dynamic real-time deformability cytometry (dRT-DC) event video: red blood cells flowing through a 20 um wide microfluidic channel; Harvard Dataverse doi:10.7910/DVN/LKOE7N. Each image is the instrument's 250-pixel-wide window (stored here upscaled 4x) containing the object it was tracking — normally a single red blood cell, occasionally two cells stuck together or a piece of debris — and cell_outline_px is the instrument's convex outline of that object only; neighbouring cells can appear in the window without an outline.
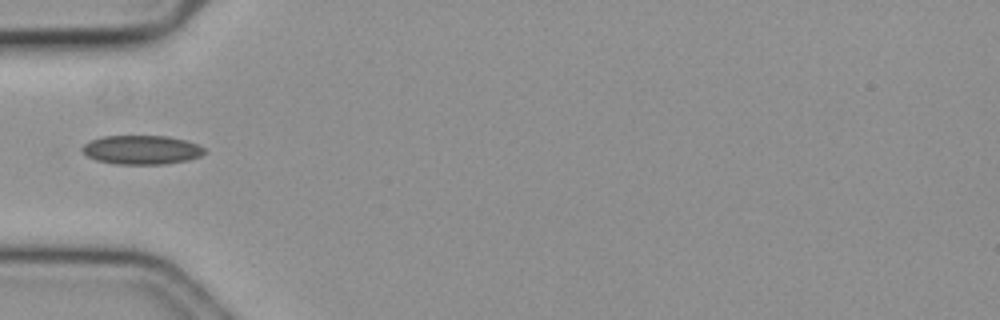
{"species": "common noctule bat (a hibernating species)", "species_latin": "Nyctalus noctula", "temperature_condition": "cold", "stored_images_in_passage": 40, "camera_frame_rate_fps": 3000, "um_per_image_px": 0.085, "animal": {"sex": "female", "body_mass_g": 19.3, "forearm_length_mm": 54.1}, "frame": {"image": 1, "passage_image": 1, "time_ms": 0.0, "image_size_px": [1000, 320], "cell_outline_px": [[204, 152], [200, 156], [188, 160], [168, 164], [112, 164], [96, 160], [88, 156], [80, 148], [84, 144], [92, 140], [104, 136], [168, 136], [184, 140], [196, 144], [204, 148]], "centroid_in_image_um": [12.02, 12.74], "position_along_channel_um": 73.0, "area_um2": 20.58}}
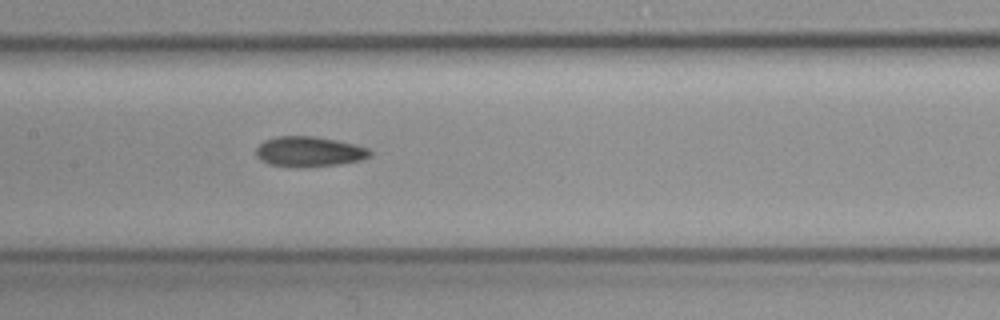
{"frame": {"image": 2, "passage_image": 10, "time_ms": 3.0, "image_size_px": [1000, 320], "cell_outline_px": [[372, 156], [364, 160], [340, 164], [300, 168], [268, 164], [260, 160], [256, 156], [256, 148], [264, 140], [276, 136], [312, 136], [336, 140], [368, 148], [372, 152]], "centroid_in_image_um": [26.27, 12.9], "position_along_channel_um": 181.1, "area_um2": 20.29}}
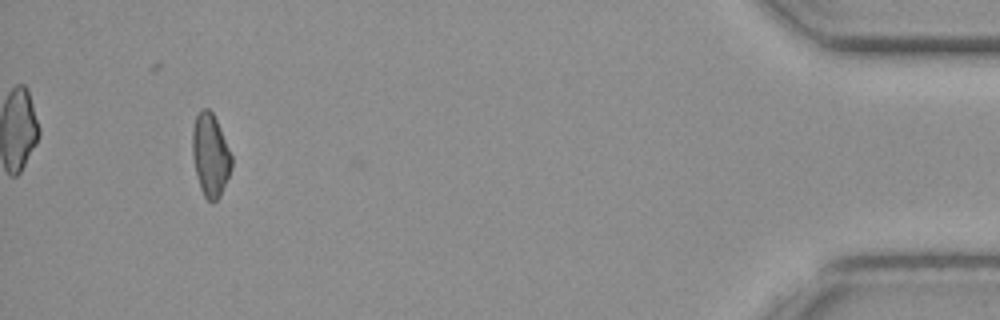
{"frame": {"image": 3, "passage_image": 36, "time_ms": 11.667, "image_size_px": [1000, 320], "cell_outline_px": [[232, 168], [220, 196], [212, 204], [204, 196], [200, 188], [192, 156], [192, 128], [196, 116], [204, 108], [208, 108], [212, 112], [216, 120], [232, 156]], "centroid_in_image_um": [17.88, 13.21], "position_along_channel_um": 417.3, "area_um2": 18.79}, "authors_computed_cell_mechanics": {"area_um2": 19.5364, "velocity_mm_per_s": 3.5839, "shape_relaxation_time_tau1_ms": null, "shape_relaxation_time_tau2_ms": 4.6368, "deformation_change_tau1": null, "deformation_change_tau2": 0.0959}}